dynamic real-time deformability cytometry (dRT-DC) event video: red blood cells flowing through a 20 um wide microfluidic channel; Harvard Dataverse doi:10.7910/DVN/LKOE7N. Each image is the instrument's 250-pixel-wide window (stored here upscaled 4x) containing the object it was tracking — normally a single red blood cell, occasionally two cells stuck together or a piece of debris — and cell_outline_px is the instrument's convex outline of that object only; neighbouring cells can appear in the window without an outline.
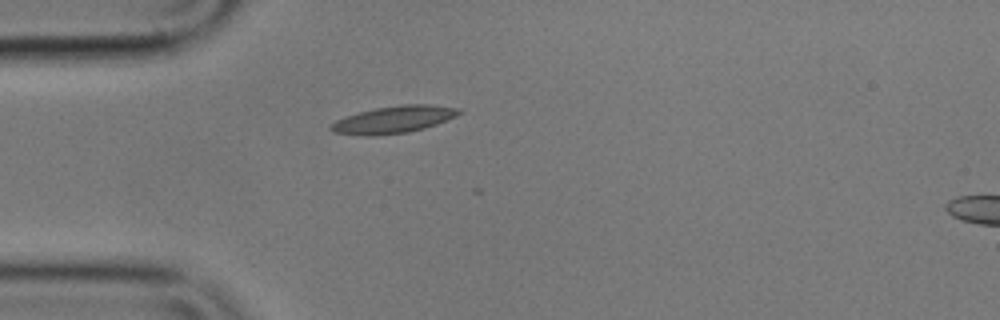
{"species": "common noctule bat (a hibernating species)", "species_latin": "Nyctalus noctula", "temperature_condition": "cold", "stored_images_in_passage": 3, "camera_frame_rate_fps": 3000, "um_per_image_px": 0.085, "animal": {"sex": "male", "body_mass_g": 17.9}, "frame": {"image": 1, "passage_image": 1, "time_ms": 0.0, "image_size_px": [1000, 320], "cell_outline_px": [[460, 112], [456, 116], [436, 124], [424, 128], [408, 132], [376, 136], [364, 136], [332, 132], [328, 128], [336, 120], [360, 112], [376, 108], [404, 104], [428, 104], [460, 108]], "centroid_in_image_um": [33.45, 10.17], "position_along_channel_um": 51.6, "area_um2": 20.11}}